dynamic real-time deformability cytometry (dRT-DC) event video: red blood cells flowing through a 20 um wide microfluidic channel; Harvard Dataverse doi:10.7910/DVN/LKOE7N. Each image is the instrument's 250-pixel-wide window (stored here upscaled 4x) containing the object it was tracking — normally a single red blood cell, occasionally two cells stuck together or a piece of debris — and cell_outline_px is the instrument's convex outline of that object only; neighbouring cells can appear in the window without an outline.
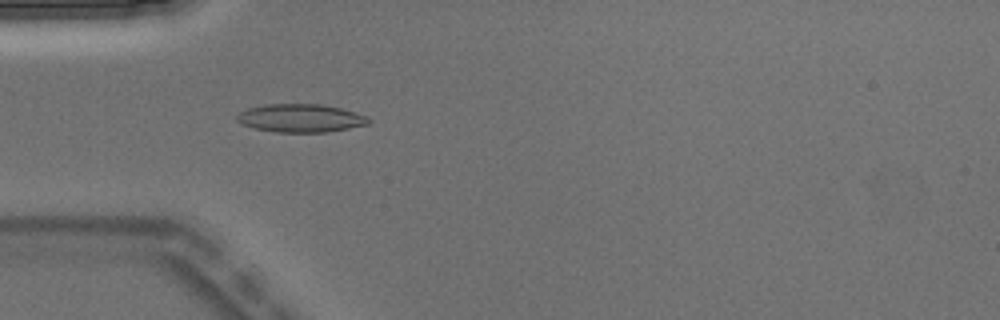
{"species": "Egyptian fruit bat (a non-hibernating species)", "species_latin": "Rousettus aegyptiacus", "temperature_condition": "warm", "stored_images_in_passage": 4, "camera_frame_rate_fps": 3000, "um_per_image_px": 0.085, "animal": {"sex": "male"}, "frame": {"image": 1, "passage_image": 4, "time_ms": 1.0, "image_size_px": [1000, 320], "cell_outline_px": [[372, 120], [368, 124], [328, 132], [276, 132], [252, 128], [240, 124], [236, 120], [236, 116], [240, 112], [248, 108], [268, 104], [320, 104], [340, 108], [356, 112], [368, 116]], "centroid_in_image_um": [25.54, 10.04], "position_along_channel_um": 59.5, "area_um2": 21.73}}